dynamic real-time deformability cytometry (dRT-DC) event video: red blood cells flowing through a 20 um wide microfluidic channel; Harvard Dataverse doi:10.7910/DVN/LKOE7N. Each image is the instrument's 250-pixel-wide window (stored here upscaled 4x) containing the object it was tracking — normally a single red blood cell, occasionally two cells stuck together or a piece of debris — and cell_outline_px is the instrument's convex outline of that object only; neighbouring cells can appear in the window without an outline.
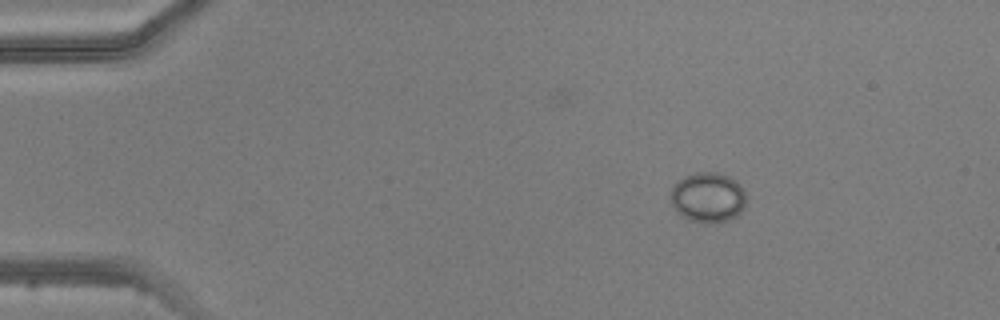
{"species": "common noctule bat (a hibernating species)", "species_latin": "Nyctalus noctula", "temperature_condition": "warm", "stored_images_in_passage": 3, "camera_frame_rate_fps": 3000, "um_per_image_px": 0.085, "animal": {"sex": "male", "body_mass_g": 20.5, "forearm_length_mm": 52.5}, "frame": {"image": 1, "passage_image": 1, "time_ms": 0.0, "image_size_px": [1000, 320], "cell_outline_px": [[744, 208], [736, 216], [728, 220], [688, 220], [676, 212], [668, 196], [672, 188], [684, 176], [696, 172], [716, 172], [728, 176], [736, 180], [744, 192]], "centroid_in_image_um": [60.13, 16.74], "position_along_channel_um": 24.9, "area_um2": 21.56}}